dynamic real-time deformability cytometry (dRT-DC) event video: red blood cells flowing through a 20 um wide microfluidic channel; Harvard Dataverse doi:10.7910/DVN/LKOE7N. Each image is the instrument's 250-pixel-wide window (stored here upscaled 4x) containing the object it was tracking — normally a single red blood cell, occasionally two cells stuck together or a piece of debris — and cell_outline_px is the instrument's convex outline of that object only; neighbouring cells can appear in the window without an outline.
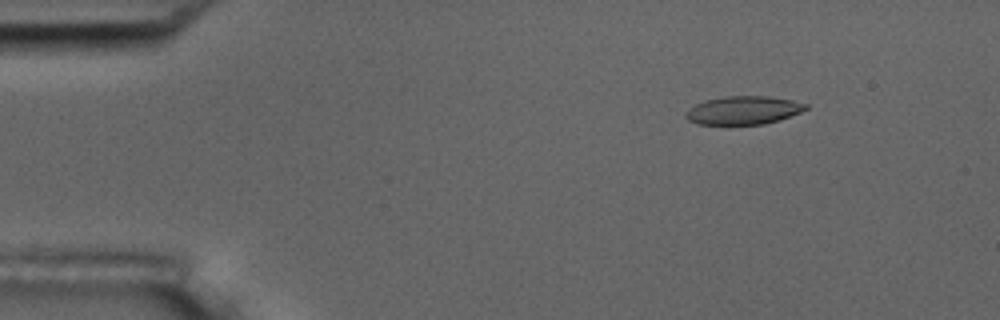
{"species": "common noctule bat (a hibernating species)", "species_latin": "Nyctalus noctula", "temperature_condition": "room temperature", "stored_images_in_passage": 6, "camera_frame_rate_fps": 3000, "um_per_image_px": 0.085, "animal": {"sex": "male", "body_mass_g": 17.5, "forearm_length_mm": 52.3}, "frame": {"image": 1, "passage_image": 2, "time_ms": 1.0, "image_size_px": [1000, 320], "cell_outline_px": [[808, 108], [800, 112], [780, 120], [764, 124], [696, 124], [688, 120], [684, 116], [684, 112], [688, 108], [696, 104], [708, 100], [724, 96], [768, 96], [792, 100], [808, 104]], "centroid_in_image_um": [63.18, 9.37], "position_along_channel_um": 21.8, "area_um2": 19.83}}
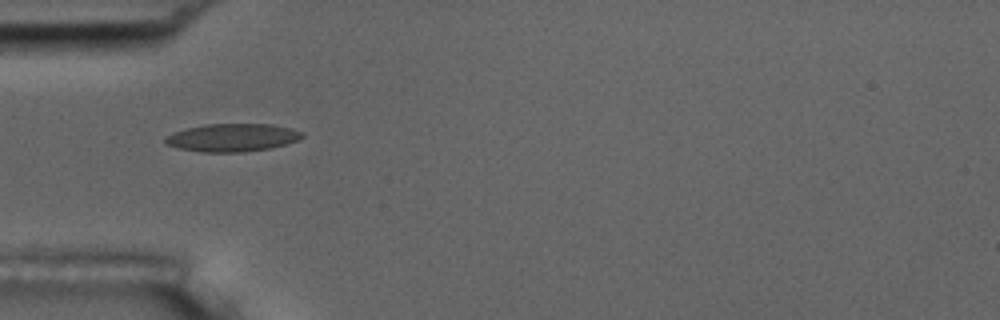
{"frame": {"image": 2, "passage_image": 5, "time_ms": 4.333, "image_size_px": [1000, 320], "cell_outline_px": [[304, 136], [300, 140], [272, 148], [244, 152], [200, 152], [180, 148], [164, 144], [164, 136], [172, 132], [204, 124], [272, 124], [292, 128], [304, 132]], "centroid_in_image_um": [19.77, 11.69], "position_along_channel_um": 65.2, "area_um2": 22.6}}